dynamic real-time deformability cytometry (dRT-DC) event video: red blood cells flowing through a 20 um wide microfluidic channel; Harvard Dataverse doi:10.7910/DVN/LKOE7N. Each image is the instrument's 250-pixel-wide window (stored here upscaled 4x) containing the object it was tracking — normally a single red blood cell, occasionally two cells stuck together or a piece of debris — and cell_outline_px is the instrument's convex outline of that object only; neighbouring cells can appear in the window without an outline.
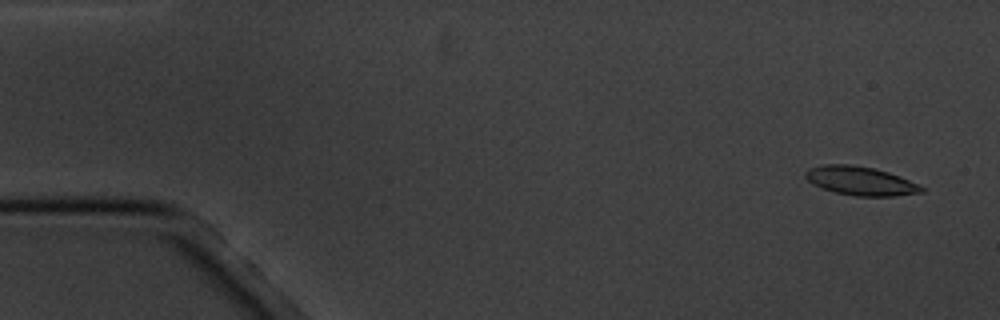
{"species": "common noctule bat (a hibernating species)", "species_latin": "Nyctalus noctula", "temperature_condition": "cold", "stored_images_in_passage": 4, "camera_frame_rate_fps": 3000, "um_per_image_px": 0.085, "animal": {"sex": "male", "body_mass_g": 20.1, "forearm_length_mm": 53.5}, "frame": {"image": 1, "passage_image": 1, "time_ms": 0.0, "image_size_px": [1000, 320], "cell_outline_px": [[924, 192], [896, 196], [856, 196], [836, 192], [812, 184], [804, 176], [804, 172], [808, 168], [824, 164], [852, 164], [876, 168], [900, 176], [924, 188]], "centroid_in_image_um": [73.12, 15.36], "position_along_channel_um": 11.9, "area_um2": 19.48}}
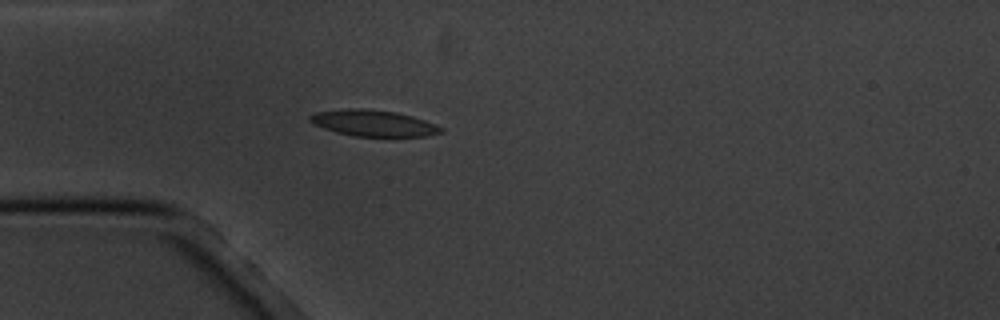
{"frame": {"image": 2, "passage_image": 4, "time_ms": 4.333, "image_size_px": [1000, 320], "cell_outline_px": [[444, 132], [424, 136], [356, 136], [336, 132], [312, 124], [308, 120], [308, 116], [312, 112], [348, 108], [360, 108], [396, 112], [412, 116], [436, 124], [444, 128]], "centroid_in_image_um": [31.7, 10.46], "position_along_channel_um": 53.3, "area_um2": 20.11}}